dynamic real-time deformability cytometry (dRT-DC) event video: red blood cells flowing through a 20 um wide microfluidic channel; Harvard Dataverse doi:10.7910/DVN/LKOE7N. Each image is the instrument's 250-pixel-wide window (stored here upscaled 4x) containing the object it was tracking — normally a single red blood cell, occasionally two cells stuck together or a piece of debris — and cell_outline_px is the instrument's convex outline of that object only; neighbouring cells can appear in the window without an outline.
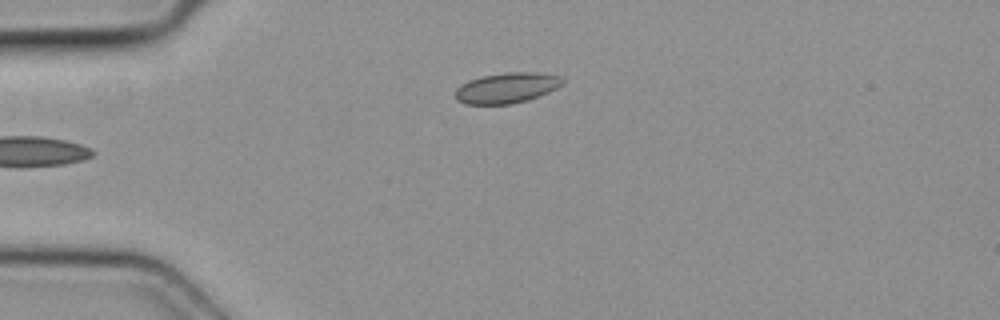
{"species": "common noctule bat (a hibernating species)", "species_latin": "Nyctalus noctula", "temperature_condition": "cold", "stored_images_in_passage": 4, "camera_frame_rate_fps": 3000, "um_per_image_px": 0.085, "animal": {"sex": "female", "body_mass_g": 19.3, "forearm_length_mm": 54.1}, "frame": {"image": 1, "passage_image": 4, "time_ms": 1.0, "image_size_px": [1000, 320], "cell_outline_px": [[564, 84], [548, 92], [528, 100], [512, 104], [464, 104], [456, 100], [456, 88], [460, 84], [468, 80], [480, 76], [504, 72], [536, 72], [560, 76], [564, 80]], "centroid_in_image_um": [43.06, 7.46], "position_along_channel_um": 41.9, "area_um2": 19.25}}